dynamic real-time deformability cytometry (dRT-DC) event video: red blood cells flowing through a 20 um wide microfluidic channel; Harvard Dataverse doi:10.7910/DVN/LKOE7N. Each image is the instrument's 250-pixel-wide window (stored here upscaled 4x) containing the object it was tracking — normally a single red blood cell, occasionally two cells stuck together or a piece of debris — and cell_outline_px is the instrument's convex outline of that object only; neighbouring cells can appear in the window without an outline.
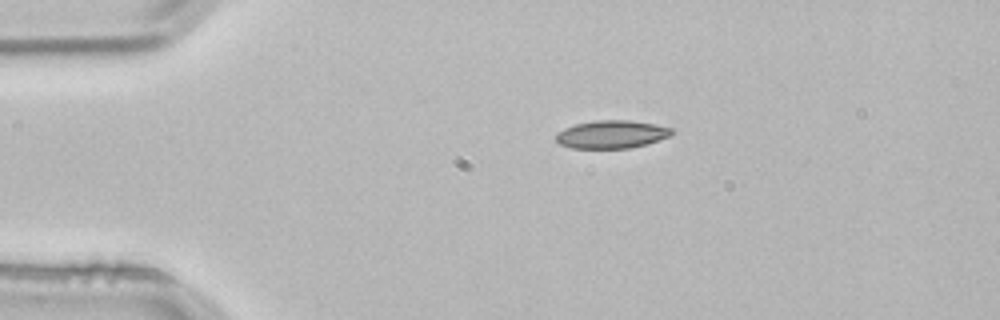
{"species": "common noctule bat (a hibernating species)", "species_latin": "Nyctalus noctula", "temperature_condition": "room temperature", "stored_images_in_passage": 3, "camera_frame_rate_fps": 3000, "um_per_image_px": 0.085, "animal": {"sex": "male", "body_mass_g": 21.5, "forearm_length_mm": 52.0}, "frame": {"image": 1, "passage_image": 1, "time_ms": 0.0, "image_size_px": [1000, 320], "cell_outline_px": [[672, 132], [668, 136], [644, 144], [628, 148], [572, 148], [560, 144], [556, 140], [556, 132], [564, 128], [576, 124], [596, 120], [628, 120], [656, 124], [672, 128]], "centroid_in_image_um": [51.93, 11.41], "position_along_channel_um": 33.1, "area_um2": 18.61}}